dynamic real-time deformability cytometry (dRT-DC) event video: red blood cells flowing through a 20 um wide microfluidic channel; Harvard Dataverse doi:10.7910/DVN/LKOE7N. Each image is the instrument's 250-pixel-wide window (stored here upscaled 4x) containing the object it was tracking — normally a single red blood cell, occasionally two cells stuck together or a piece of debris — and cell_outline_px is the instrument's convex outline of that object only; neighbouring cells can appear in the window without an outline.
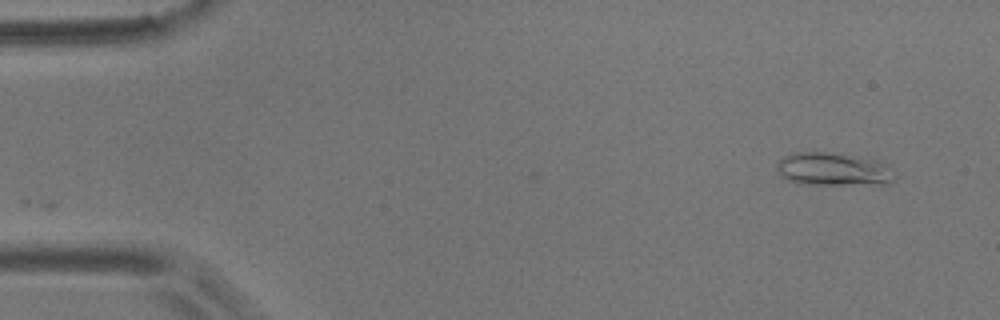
{"species": "common noctule bat (a hibernating species)", "species_latin": "Nyctalus noctula", "temperature_condition": "room temperature", "stored_images_in_passage": 53, "camera_frame_rate_fps": 3000, "um_per_image_px": 0.085, "animal": {"sex": "male", "body_mass_g": 17.9}, "frame": {"image": 1, "passage_image": 1, "time_ms": 0.0, "image_size_px": [1000, 320], "cell_outline_px": [[892, 184], [880, 188], [800, 184], [788, 180], [776, 168], [776, 164], [784, 156], [792, 152], [820, 152], [876, 160], [880, 164], [892, 180]], "centroid_in_image_um": [70.79, 14.48], "position_along_channel_um": 14.2, "area_um2": 22.89}}
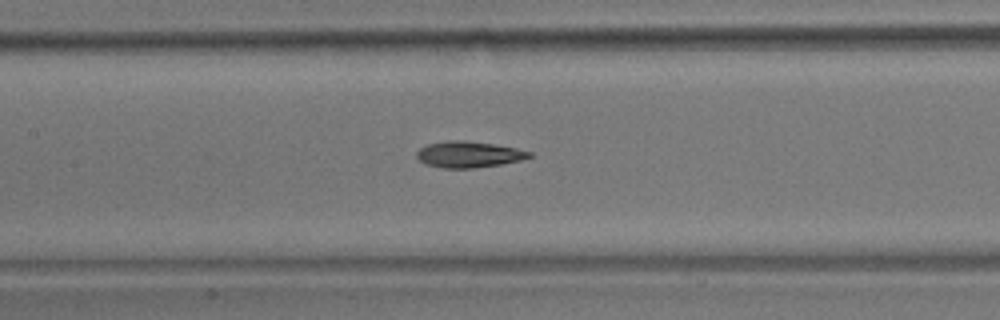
{"frame": {"image": 2, "passage_image": 23, "time_ms": 7.333, "image_size_px": [1000, 320], "cell_outline_px": [[532, 156], [520, 160], [500, 164], [472, 168], [444, 168], [424, 164], [416, 156], [416, 152], [420, 148], [428, 144], [448, 140], [464, 140], [492, 144], [516, 148], [532, 152]], "centroid_in_image_um": [39.81, 13.12], "position_along_channel_um": 167.6, "area_um2": 17.05}}
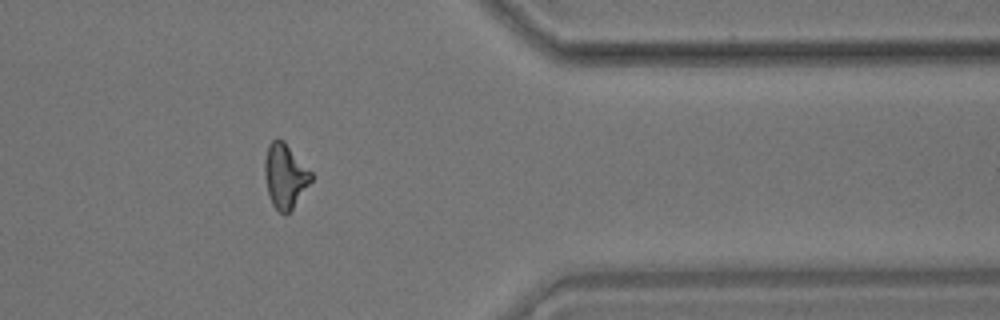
{"frame": {"image": 3, "passage_image": 43, "time_ms": 14.0, "image_size_px": [1000, 320], "cell_outline_px": [[312, 180], [292, 208], [284, 216], [272, 204], [268, 196], [264, 176], [264, 160], [268, 144], [276, 136], [284, 140], [312, 172]], "centroid_in_image_um": [24.2, 14.91], "position_along_channel_um": 387.2, "area_um2": 17.63}, "authors_computed_cell_mechanics": {"area_um2": 17.2244, "velocity_mm_per_s": 3.5485, "shape_relaxation_time_tau1_ms": 6.8276, "shape_relaxation_time_tau2_ms": 2.9051, "deformation_change_tau1": 0.1823, "deformation_change_tau2": 0.0966}}